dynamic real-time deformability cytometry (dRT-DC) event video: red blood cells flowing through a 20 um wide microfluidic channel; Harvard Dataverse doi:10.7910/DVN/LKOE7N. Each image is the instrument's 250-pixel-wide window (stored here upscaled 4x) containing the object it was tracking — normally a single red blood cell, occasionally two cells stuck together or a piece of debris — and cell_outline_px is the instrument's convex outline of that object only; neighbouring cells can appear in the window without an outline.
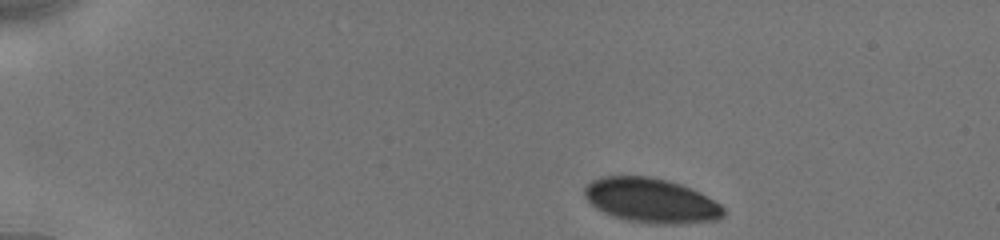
{"species": "human", "species_latin": "Homo sapiens", "temperature_condition": "cold", "stored_images_in_passage": 16, "camera_frame_rate_fps": 3000, "um_per_image_px": 0.085, "donor": {"sex": "male"}, "frame": {"image": 1, "passage_image": 1, "time_ms": 0.0, "image_size_px": [1000, 240], "cell_outline_px": [[724, 216], [716, 220], [680, 224], [652, 224], [628, 220], [612, 216], [596, 208], [584, 196], [584, 188], [592, 180], [600, 176], [648, 176], [668, 180], [680, 184], [700, 192], [720, 204], [724, 208]], "centroid_in_image_um": [55.34, 17.04], "position_along_channel_um": 29.7, "area_um2": 36.18}}
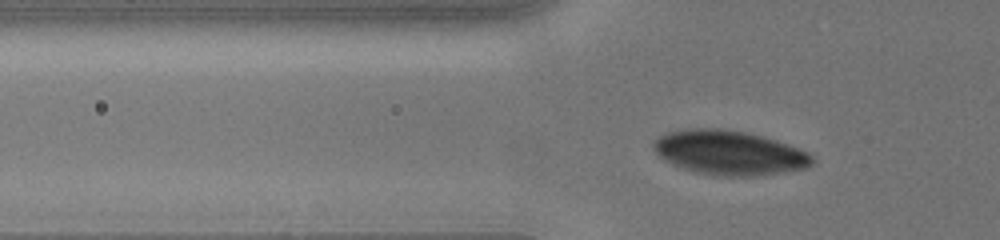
{"frame": {"image": 2, "passage_image": 11, "time_ms": 3.0, "image_size_px": [1000, 240], "cell_outline_px": [[816, 160], [808, 168], [784, 172], [752, 176], [720, 176], [692, 172], [664, 160], [656, 152], [652, 144], [652, 140], [664, 132], [680, 128], [716, 128], [744, 132], [776, 140], [788, 144], [808, 152]], "centroid_in_image_um": [61.95, 12.97], "position_along_channel_um": 63.8, "area_um2": 41.38}}
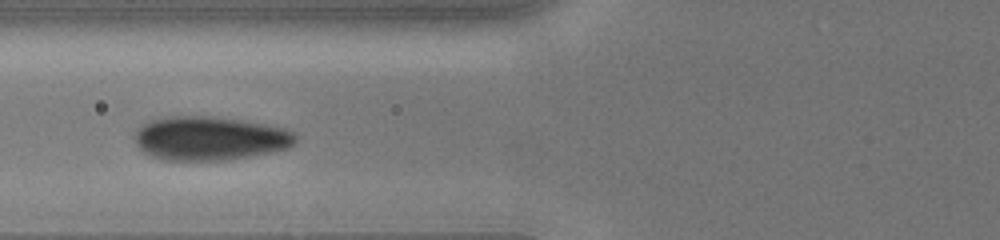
{"frame": {"image": 3, "passage_image": 15, "time_ms": 4.333, "image_size_px": [1000, 240], "cell_outline_px": [[296, 140], [288, 148], [272, 152], [252, 156], [224, 160], [160, 160], [148, 156], [136, 144], [132, 136], [136, 128], [140, 124], [148, 120], [168, 116], [212, 116], [240, 120], [264, 124], [284, 128], [296, 132]], "centroid_in_image_um": [17.76, 11.76], "position_along_channel_um": 108.0, "area_um2": 41.67}}